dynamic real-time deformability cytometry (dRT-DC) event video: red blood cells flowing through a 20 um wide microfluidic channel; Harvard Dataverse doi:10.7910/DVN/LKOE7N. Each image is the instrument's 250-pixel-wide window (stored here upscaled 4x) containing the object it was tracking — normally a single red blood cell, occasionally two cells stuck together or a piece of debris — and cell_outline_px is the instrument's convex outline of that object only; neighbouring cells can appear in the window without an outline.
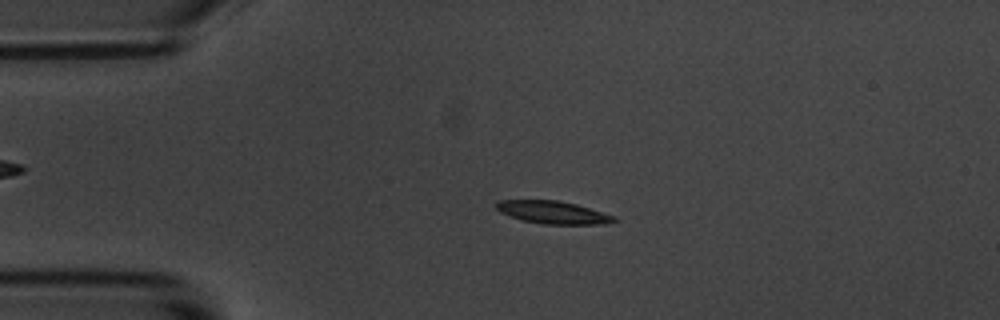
{"species": "common noctule bat (a hibernating species)", "species_latin": "Nyctalus noctula", "temperature_condition": "room temperature", "stored_images_in_passage": 55, "camera_frame_rate_fps": 3000, "um_per_image_px": 0.085, "animal": {"sex": "male", "body_mass_g": 20.1, "forearm_length_mm": 53.5}, "frame": {"image": 1, "passage_image": 12, "time_ms": 3.667, "image_size_px": [1000, 320], "cell_outline_px": [[620, 220], [604, 224], [544, 224], [524, 220], [500, 212], [496, 208], [496, 204], [500, 200], [556, 200], [576, 204], [616, 216]], "centroid_in_image_um": [47.06, 18.05], "position_along_channel_um": 37.9, "area_um2": 15.43}}
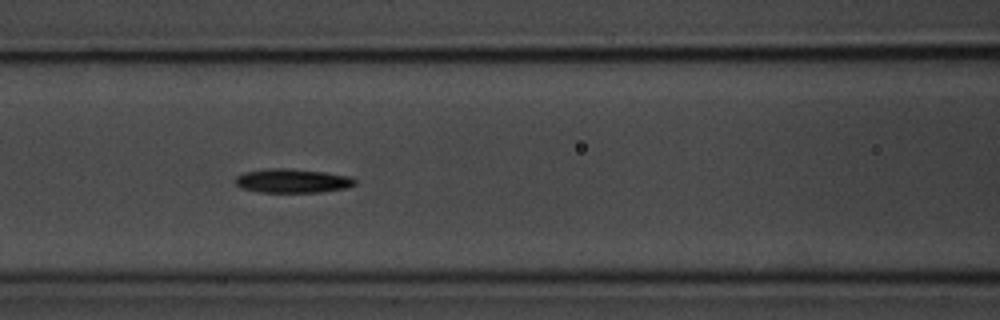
{"frame": {"image": 2, "passage_image": 23, "time_ms": 7.333, "image_size_px": [1000, 320], "cell_outline_px": [[356, 184], [348, 188], [320, 192], [260, 192], [240, 188], [236, 184], [236, 176], [244, 172], [268, 168], [284, 168], [324, 172], [348, 176], [356, 180]], "centroid_in_image_um": [24.85, 15.37], "position_along_channel_um": 141.8, "area_um2": 16.7}}
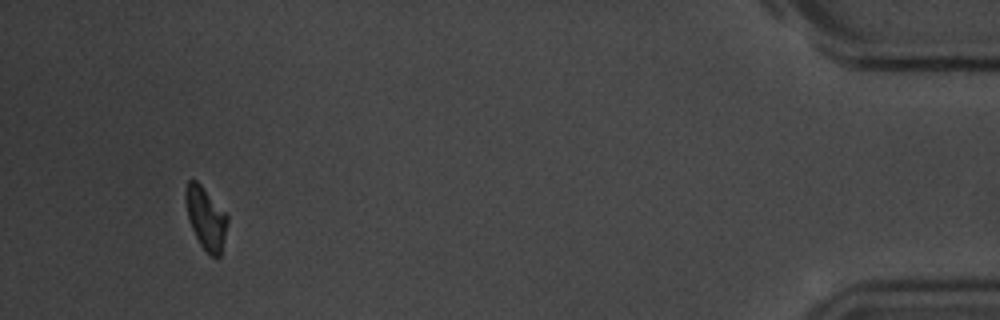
{"frame": {"image": 3, "passage_image": 52, "time_ms": 17.0, "image_size_px": [1000, 320], "cell_outline_px": [[228, 224], [220, 256], [216, 260], [200, 244], [192, 228], [188, 216], [184, 200], [184, 192], [188, 180], [196, 180], [200, 184], [228, 216]], "centroid_in_image_um": [17.49, 18.55], "position_along_channel_um": 417.7, "area_um2": 15.03}, "authors_computed_cell_mechanics": {"area_um2": 15.9528, "velocity_mm_per_s": 3.6091, "shape_relaxation_time_tau1_ms": 2.0808, "shape_relaxation_time_tau2_ms": null, "deformation_change_tau1": 0.1308, "deformation_change_tau2": null}}